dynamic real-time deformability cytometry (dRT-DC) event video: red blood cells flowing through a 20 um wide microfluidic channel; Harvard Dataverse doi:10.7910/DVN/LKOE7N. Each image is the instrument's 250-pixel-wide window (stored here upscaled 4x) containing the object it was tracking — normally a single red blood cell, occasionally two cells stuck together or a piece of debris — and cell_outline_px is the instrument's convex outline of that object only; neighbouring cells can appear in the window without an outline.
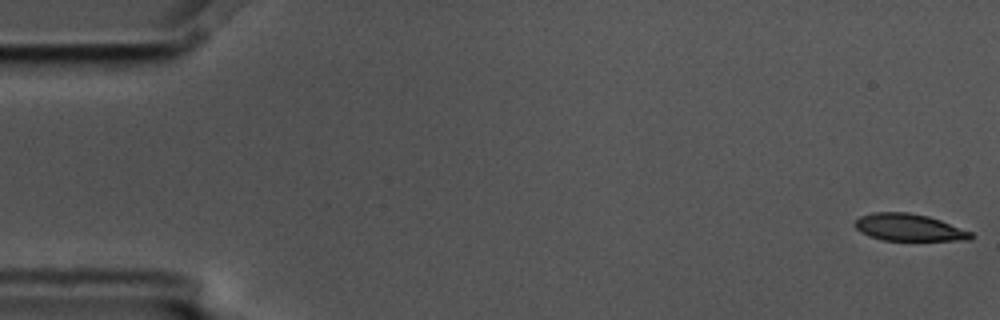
{"species": "common noctule bat (a hibernating species)", "species_latin": "Nyctalus noctula", "temperature_condition": "cold", "stored_images_in_passage": 5, "camera_frame_rate_fps": 3000, "um_per_image_px": 0.085, "animal": {"sex": "male", "body_mass_g": 17.5, "forearm_length_mm": 52.3}, "frame": {"image": 1, "passage_image": 1, "time_ms": 0.0, "image_size_px": [1000, 320], "cell_outline_px": [[972, 240], [884, 240], [868, 236], [860, 232], [852, 224], [860, 216], [872, 212], [908, 212], [928, 216], [940, 220], [972, 232]], "centroid_in_image_um": [77.22, 19.33], "position_along_channel_um": 7.8, "area_um2": 18.32}}
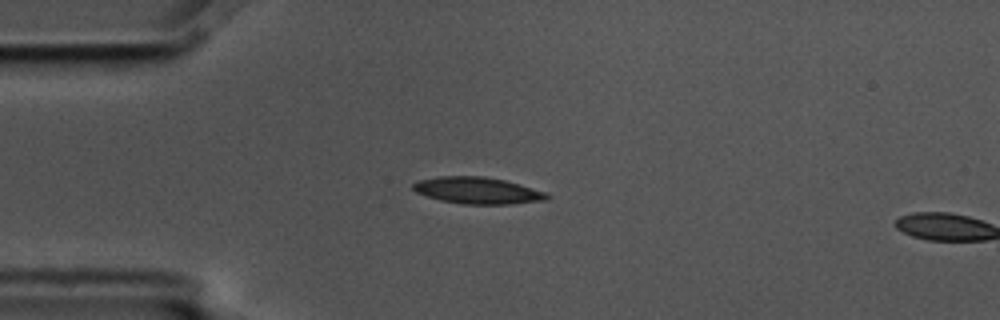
{"frame": {"image": 2, "passage_image": 4, "time_ms": 1.0, "image_size_px": [1000, 320], "cell_outline_px": [[552, 196], [548, 200], [508, 204], [464, 204], [440, 200], [416, 192], [412, 188], [412, 184], [420, 180], [436, 176], [484, 176], [504, 180], [548, 192]], "centroid_in_image_um": [40.63, 16.19], "position_along_channel_um": 44.4, "area_um2": 20.87}}